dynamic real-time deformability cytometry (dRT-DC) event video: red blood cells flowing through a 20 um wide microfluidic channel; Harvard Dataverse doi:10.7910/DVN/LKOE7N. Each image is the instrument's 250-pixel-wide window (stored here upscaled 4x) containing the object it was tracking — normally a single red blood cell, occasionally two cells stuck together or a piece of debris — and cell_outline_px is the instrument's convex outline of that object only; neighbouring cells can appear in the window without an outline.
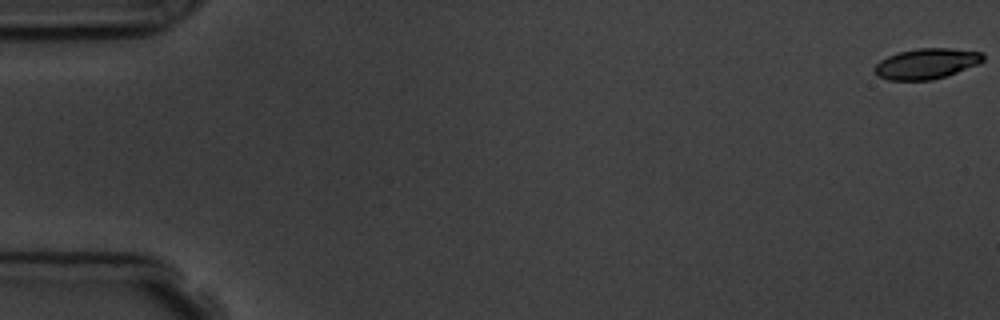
{"species": "common noctule bat (a hibernating species)", "species_latin": "Nyctalus noctula", "temperature_condition": "room temperature", "stored_images_in_passage": 5, "camera_frame_rate_fps": 3000, "um_per_image_px": 0.085, "animal": {"sex": "male", "body_mass_g": 19.5, "forearm_length_mm": 54.6}, "frame": {"image": 1, "passage_image": 1, "time_ms": 0.0, "image_size_px": [1000, 320], "cell_outline_px": [[984, 60], [980, 64], [932, 80], [888, 80], [876, 76], [872, 72], [872, 68], [880, 60], [888, 56], [900, 52], [916, 48], [948, 48], [984, 52]], "centroid_in_image_um": [78.72, 5.41], "position_along_channel_um": 6.3, "area_um2": 19.48}}